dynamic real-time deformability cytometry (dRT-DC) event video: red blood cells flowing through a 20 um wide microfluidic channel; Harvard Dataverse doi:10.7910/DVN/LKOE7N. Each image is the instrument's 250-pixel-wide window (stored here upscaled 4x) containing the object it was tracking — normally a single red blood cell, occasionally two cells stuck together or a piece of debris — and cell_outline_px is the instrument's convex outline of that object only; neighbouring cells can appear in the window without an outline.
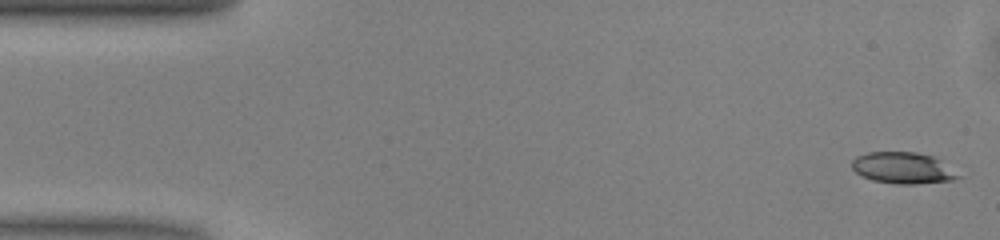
{"species": "common noctule bat (a hibernating species)", "species_latin": "Nyctalus noctula", "temperature_condition": "warm", "stored_images_in_passage": 49, "camera_frame_rate_fps": 3000, "um_per_image_px": 0.085, "animal": {"sex": "male", "body_mass_g": 13.0, "forearm_length_mm": 53.1}, "frame": {"image": 1, "passage_image": 1, "time_ms": 0.0, "image_size_px": [1000, 240], "cell_outline_px": [[964, 176], [956, 180], [916, 184], [900, 184], [872, 180], [856, 172], [852, 168], [852, 160], [856, 156], [868, 152], [916, 152], [932, 156], [940, 160]], "centroid_in_image_um": [76.8, 14.28], "position_along_channel_um": 8.2, "area_um2": 19.54}}
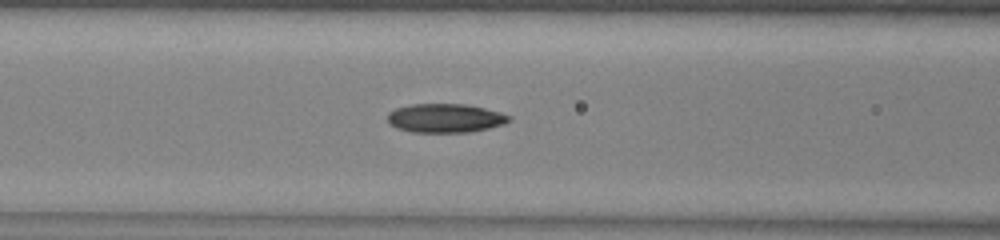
{"frame": {"image": 2, "passage_image": 19, "time_ms": 6.0, "image_size_px": [1000, 240], "cell_outline_px": [[512, 120], [504, 124], [488, 128], [468, 132], [412, 132], [396, 128], [388, 124], [388, 112], [396, 108], [412, 104], [464, 104], [484, 108], [500, 112], [512, 116]], "centroid_in_image_um": [37.84, 10.04], "position_along_channel_um": 128.8, "area_um2": 20.52}}
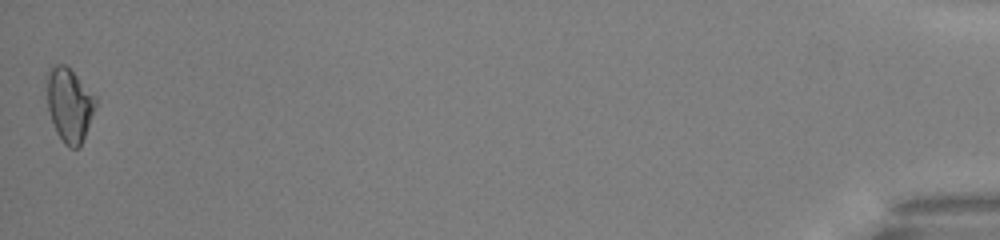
{"frame": {"image": 3, "passage_image": 49, "time_ms": 16.0, "image_size_px": [1000, 240], "cell_outline_px": [[96, 104], [80, 148], [68, 148], [64, 144], [56, 132], [48, 108], [44, 76], [48, 68], [52, 64], [64, 64], [96, 96]], "centroid_in_image_um": [5.84, 8.88], "position_along_channel_um": 429.4, "area_um2": 21.15}, "authors_computed_cell_mechanics": {"area_um2": 19.7098, "velocity_mm_per_s": 4.0798, "shape_relaxation_time_tau1_ms": 7.8825, "shape_relaxation_time_tau2_ms": null, "deformation_change_tau1": 0.1654, "deformation_change_tau2": null}}